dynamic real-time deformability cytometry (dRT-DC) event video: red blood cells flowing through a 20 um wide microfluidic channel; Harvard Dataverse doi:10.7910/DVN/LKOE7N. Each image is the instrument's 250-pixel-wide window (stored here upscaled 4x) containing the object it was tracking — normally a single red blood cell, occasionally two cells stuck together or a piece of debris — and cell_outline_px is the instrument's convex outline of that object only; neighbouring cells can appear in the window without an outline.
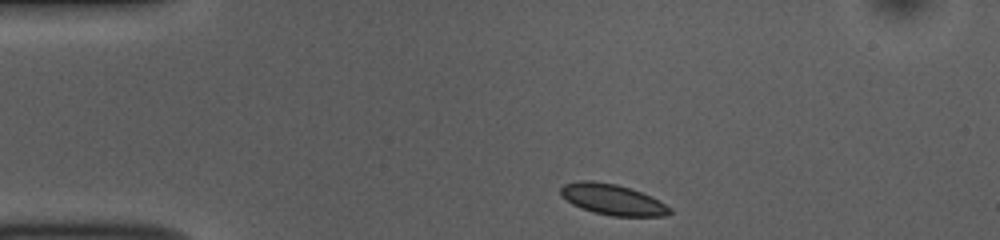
{"species": "common noctule bat (a hibernating species)", "species_latin": "Nyctalus noctula", "temperature_condition": "room temperature", "stored_images_in_passage": 44, "camera_frame_rate_fps": 3000, "um_per_image_px": 0.085, "animal": {"sex": "female", "body_mass_g": 10.0, "forearm_length_mm": 53.1}, "frame": {"image": 1, "passage_image": 1, "time_ms": 0.0, "image_size_px": [1000, 240], "cell_outline_px": [[672, 212], [664, 216], [612, 216], [580, 208], [572, 204], [560, 196], [560, 188], [564, 184], [580, 180], [592, 180], [616, 184], [652, 196], [672, 208]], "centroid_in_image_um": [52.05, 16.95], "position_along_channel_um": 33.0, "area_um2": 19.59}}
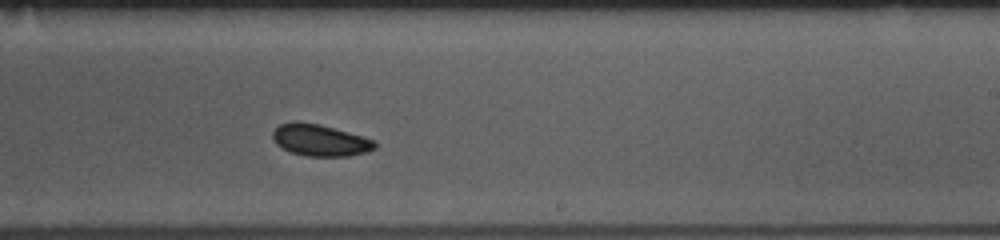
{"frame": {"image": 2, "passage_image": 23, "time_ms": 7.333, "image_size_px": [1000, 240], "cell_outline_px": [[376, 148], [364, 152], [348, 156], [304, 156], [292, 152], [276, 144], [272, 136], [272, 132], [280, 124], [296, 120], [300, 120], [320, 124], [376, 140]], "centroid_in_image_um": [27.19, 11.9], "position_along_channel_um": 261.8, "area_um2": 18.9}}
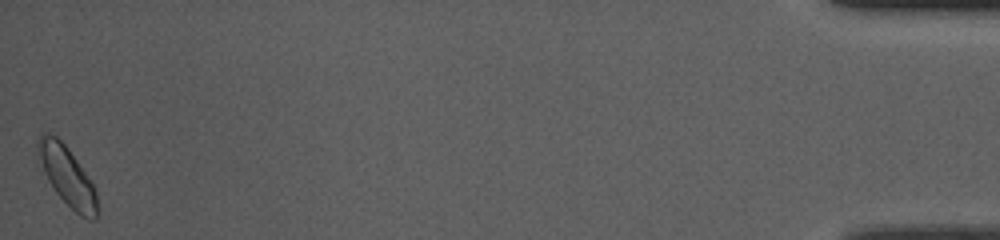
{"frame": {"image": 3, "passage_image": 44, "time_ms": 14.333, "image_size_px": [1000, 240], "cell_outline_px": [[96, 220], [88, 220], [80, 216], [56, 192], [36, 164], [36, 140], [40, 132], [44, 132], [56, 136], [68, 148], [92, 184], [96, 192]], "centroid_in_image_um": [5.6, 14.9], "position_along_channel_um": 429.6, "area_um2": 20.52}, "authors_computed_cell_mechanics": {"area_um2": 18.8139, "velocity_mm_per_s": 3.7107, "shape_relaxation_time_tau1_ms": 3.0874, "shape_relaxation_time_tau2_ms": null, "deformation_change_tau1": 0.059, "deformation_change_tau2": null}}